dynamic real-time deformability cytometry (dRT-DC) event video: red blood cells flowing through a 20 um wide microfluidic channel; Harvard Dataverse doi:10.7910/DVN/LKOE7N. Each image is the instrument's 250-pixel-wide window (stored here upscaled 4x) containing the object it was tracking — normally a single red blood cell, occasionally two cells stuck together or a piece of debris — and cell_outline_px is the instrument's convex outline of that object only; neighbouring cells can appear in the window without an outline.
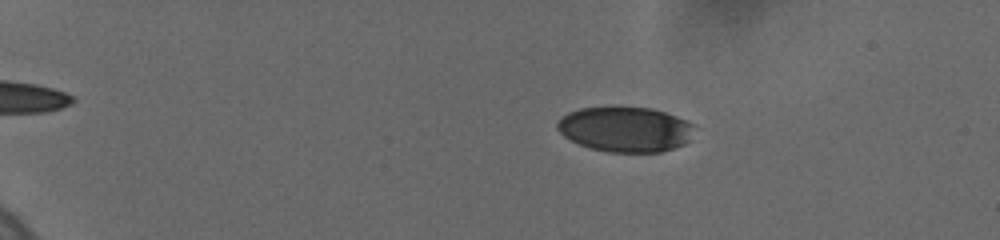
{"species": "human", "species_latin": "Homo sapiens", "temperature_condition": "cold", "stored_images_in_passage": 39, "camera_frame_rate_fps": 3000, "um_per_image_px": 0.085, "donor": {"sex": "female"}, "frame": {"image": 1, "passage_image": 5, "time_ms": 3.0, "image_size_px": [1000, 240], "cell_outline_px": [[696, 124], [688, 140], [684, 144], [660, 152], [608, 152], [592, 148], [580, 144], [564, 136], [556, 128], [556, 124], [560, 116], [568, 112], [580, 108], [608, 104], [616, 104], [652, 108], [676, 116]], "centroid_in_image_um": [53.11, 10.93], "position_along_channel_um": 31.9, "area_um2": 36.93}}
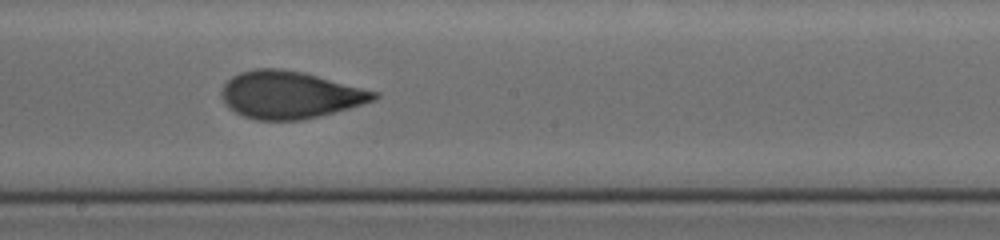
{"frame": {"image": 2, "passage_image": 23, "time_ms": 11.0, "image_size_px": [1000, 240], "cell_outline_px": [[380, 96], [376, 100], [348, 108], [304, 120], [256, 120], [244, 116], [228, 108], [224, 104], [220, 92], [224, 84], [232, 76], [240, 72], [256, 68], [280, 68], [304, 72], [380, 92]], "centroid_in_image_um": [24.64, 8.05], "position_along_channel_um": 223.6, "area_um2": 42.31}}
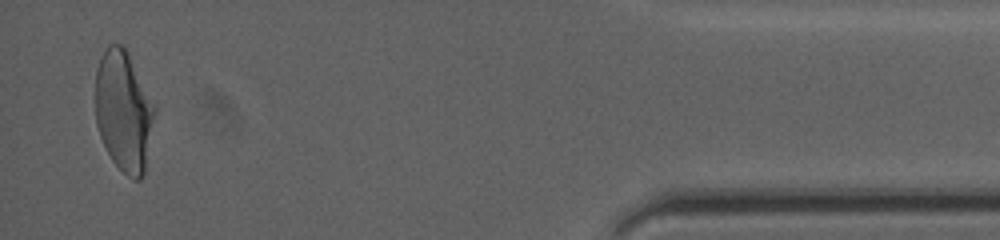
{"frame": {"image": 3, "passage_image": 39, "time_ms": 18.0, "image_size_px": [1000, 240], "cell_outline_px": [[156, 112], [144, 172], [140, 180], [136, 180], [128, 176], [112, 160], [100, 136], [96, 124], [96, 68], [108, 44], [120, 44], [128, 52], [156, 108]], "centroid_in_image_um": [10.52, 9.44], "position_along_channel_um": 424.7, "area_um2": 41.27}, "authors_computed_cell_mechanics": {"area_um2": 40.9802, "velocity_mm_per_s": 3.6947, "shape_relaxation_time_tau1_ms": 5.1321, "shape_relaxation_time_tau2_ms": 1.0739, "deformation_change_tau1": 0.1728, "deformation_change_tau2": 0.0728}}